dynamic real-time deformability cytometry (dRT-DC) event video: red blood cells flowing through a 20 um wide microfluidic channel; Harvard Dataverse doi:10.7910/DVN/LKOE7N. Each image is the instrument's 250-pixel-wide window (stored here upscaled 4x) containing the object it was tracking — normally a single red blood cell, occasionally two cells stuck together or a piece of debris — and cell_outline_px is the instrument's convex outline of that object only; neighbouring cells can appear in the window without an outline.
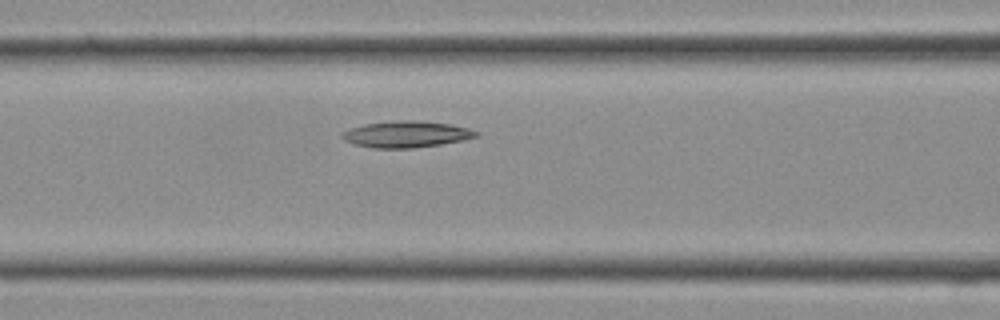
{"species": "Egyptian fruit bat (a non-hibernating species)", "species_latin": "Rousettus aegyptiacus", "temperature_condition": "cold", "stored_images_in_passage": 14, "camera_frame_rate_fps": 3000, "um_per_image_px": 0.085, "frame": {"image": 1, "passage_image": 10, "time_ms": 3.0, "image_size_px": [1000, 320], "cell_outline_px": [[480, 136], [440, 144], [412, 148], [372, 148], [352, 144], [344, 140], [340, 136], [340, 132], [348, 128], [364, 124], [404, 120], [412, 120], [452, 124], [468, 128], [480, 132]], "centroid_in_image_um": [34.49, 11.41], "position_along_channel_um": 132.1, "area_um2": 20.69}}
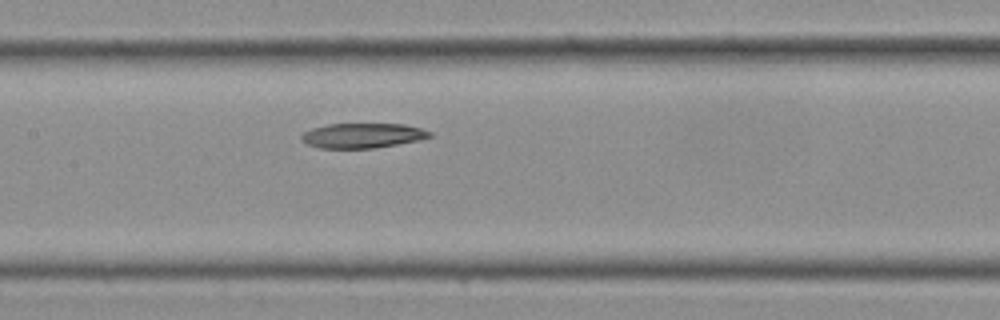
{"frame": {"image": 2, "passage_image": 12, "time_ms": 3.667, "image_size_px": [1000, 320], "cell_outline_px": [[432, 136], [420, 140], [376, 148], [320, 148], [308, 144], [300, 140], [300, 136], [304, 132], [312, 128], [328, 124], [404, 124], [420, 128], [432, 132]], "centroid_in_image_um": [30.82, 11.52], "position_along_channel_um": 176.6, "area_um2": 18.61}}
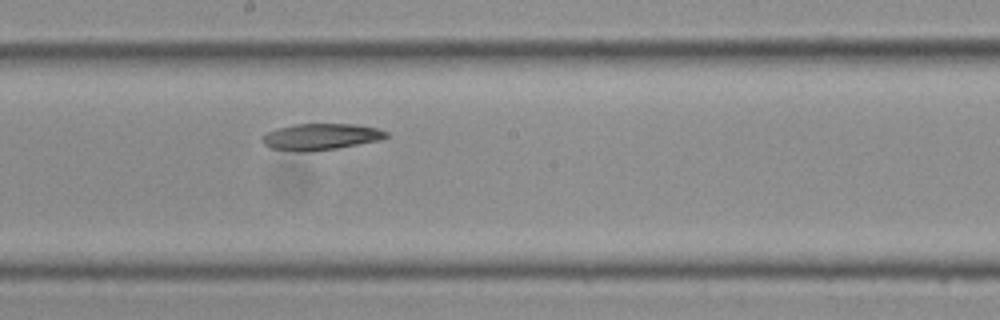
{"frame": {"image": 3, "passage_image": 14, "time_ms": 4.333, "image_size_px": [1000, 320], "cell_outline_px": [[388, 136], [380, 140], [336, 148], [304, 152], [272, 148], [264, 144], [260, 140], [268, 132], [276, 128], [296, 124], [356, 124], [376, 128], [388, 132]], "centroid_in_image_um": [27.27, 11.61], "position_along_channel_um": 220.9, "area_um2": 18.84}}